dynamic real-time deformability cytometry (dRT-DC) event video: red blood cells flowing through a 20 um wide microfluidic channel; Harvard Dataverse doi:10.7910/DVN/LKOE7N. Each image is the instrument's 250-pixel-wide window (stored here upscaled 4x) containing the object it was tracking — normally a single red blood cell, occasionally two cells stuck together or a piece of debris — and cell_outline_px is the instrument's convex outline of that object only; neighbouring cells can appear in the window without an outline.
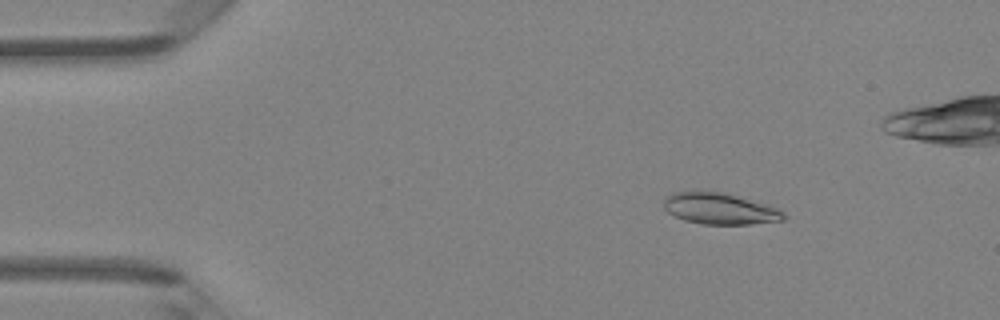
{"species": "Egyptian fruit bat (a non-hibernating species)", "species_latin": "Rousettus aegyptiacus", "temperature_condition": "room temperature", "stored_images_in_passage": 48, "camera_frame_rate_fps": 3000, "um_per_image_px": 0.085, "animal": {"sex": "female"}, "frame": {"image": 1, "passage_image": 7, "time_ms": 2.0, "image_size_px": [1000, 320], "cell_outline_px": [[788, 216], [784, 220], [752, 224], [700, 224], [684, 220], [668, 212], [664, 208], [664, 196], [672, 192], [696, 188], [708, 188], [724, 192], [768, 204], [784, 212]], "centroid_in_image_um": [61.14, 17.68], "position_along_channel_um": 23.9, "area_um2": 22.89}}
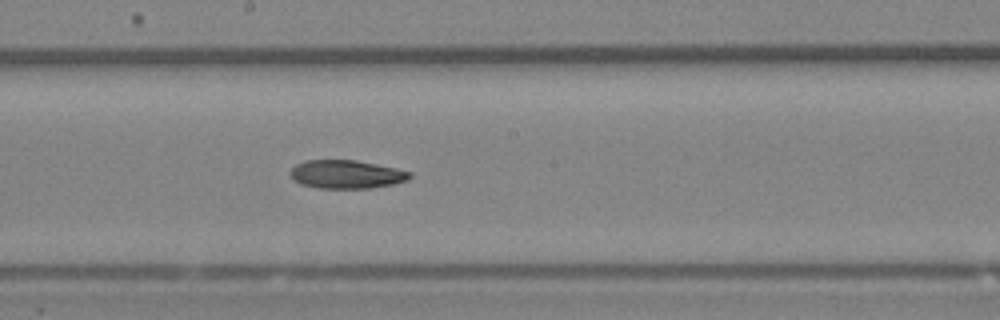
{"frame": {"image": 2, "passage_image": 26, "time_ms": 8.333, "image_size_px": [1000, 320], "cell_outline_px": [[412, 176], [408, 180], [392, 184], [368, 188], [316, 188], [300, 184], [288, 172], [296, 164], [304, 160], [356, 160], [396, 168], [412, 172]], "centroid_in_image_um": [29.44, 14.81], "position_along_channel_um": 218.8, "area_um2": 19.77}}
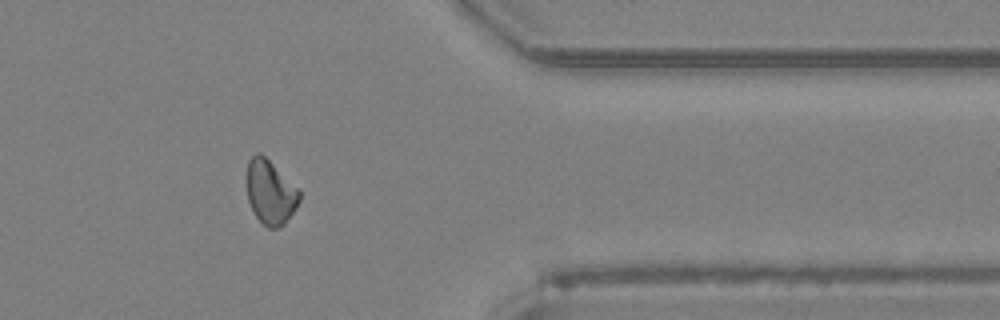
{"frame": {"image": 3, "passage_image": 39, "time_ms": 12.667, "image_size_px": [1000, 320], "cell_outline_px": [[300, 200], [296, 208], [284, 224], [280, 228], [268, 228], [256, 216], [248, 200], [248, 160], [256, 152], [260, 152], [300, 188]], "centroid_in_image_um": [23.02, 16.33], "position_along_channel_um": 388.4, "area_um2": 19.65}}